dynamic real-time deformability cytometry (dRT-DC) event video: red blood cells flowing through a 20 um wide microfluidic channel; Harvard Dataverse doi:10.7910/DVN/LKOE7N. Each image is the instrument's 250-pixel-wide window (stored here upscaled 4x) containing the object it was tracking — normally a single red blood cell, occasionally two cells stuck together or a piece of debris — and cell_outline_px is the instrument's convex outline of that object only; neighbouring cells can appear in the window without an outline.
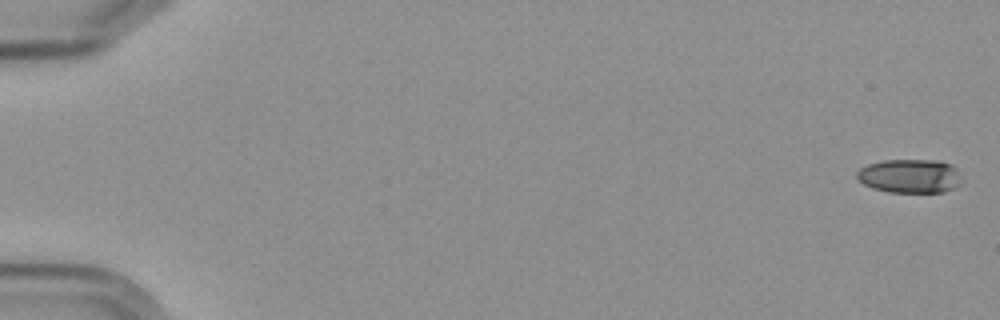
{"species": "Egyptian fruit bat (a non-hibernating species)", "species_latin": "Rousettus aegyptiacus", "temperature_condition": "cold", "stored_images_in_passage": 7, "segment_of_instrument_passage": [1, 2], "camera_frame_rate_fps": 3000, "um_per_image_px": 0.085, "frame": {"image": 1, "passage_image": 1, "time_ms": 0.0, "image_size_px": [1000, 320], "cell_outline_px": [[960, 176], [956, 184], [952, 188], [944, 192], [888, 192], [872, 188], [864, 184], [856, 176], [856, 172], [860, 168], [868, 164], [884, 160], [936, 160], [952, 164], [956, 168]], "centroid_in_image_um": [77.3, 14.95], "position_along_channel_um": 7.7, "area_um2": 20.52}}
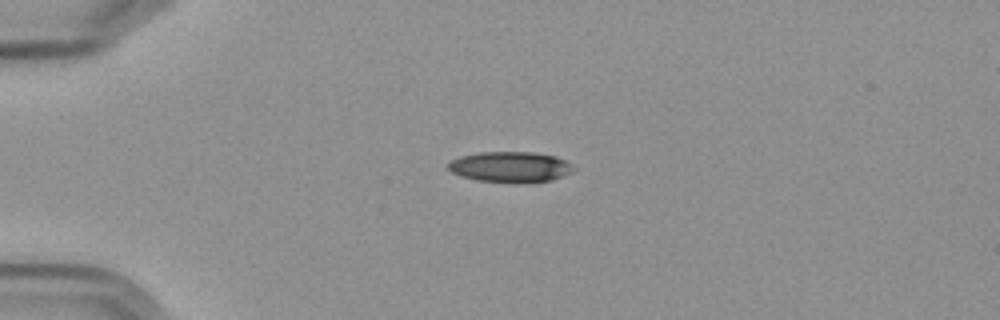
{"frame": {"image": 2, "passage_image": 5, "time_ms": 4.667, "image_size_px": [1000, 320], "cell_outline_px": [[576, 168], [572, 172], [552, 180], [516, 184], [476, 180], [460, 176], [452, 172], [448, 168], [448, 164], [452, 160], [460, 156], [480, 152], [532, 152], [556, 156], [564, 160]], "centroid_in_image_um": [43.38, 14.2], "position_along_channel_um": 41.6, "area_um2": 22.6}}